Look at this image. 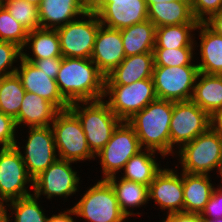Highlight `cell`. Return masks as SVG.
<instances>
[{
  "label": "cell",
  "instance_id": "e0dca14e",
  "mask_svg": "<svg viewBox=\"0 0 222 222\" xmlns=\"http://www.w3.org/2000/svg\"><path fill=\"white\" fill-rule=\"evenodd\" d=\"M17 66L15 73L25 91L37 94L51 102L59 111L69 109L70 104L60 93L56 80L50 78L49 74L22 57Z\"/></svg>",
  "mask_w": 222,
  "mask_h": 222
},
{
  "label": "cell",
  "instance_id": "30bf717a",
  "mask_svg": "<svg viewBox=\"0 0 222 222\" xmlns=\"http://www.w3.org/2000/svg\"><path fill=\"white\" fill-rule=\"evenodd\" d=\"M156 99L152 78L136 81L130 85L104 87L103 100L121 121H127Z\"/></svg>",
  "mask_w": 222,
  "mask_h": 222
},
{
  "label": "cell",
  "instance_id": "60d3db41",
  "mask_svg": "<svg viewBox=\"0 0 222 222\" xmlns=\"http://www.w3.org/2000/svg\"><path fill=\"white\" fill-rule=\"evenodd\" d=\"M159 222H204L203 217L200 214L178 212L165 215Z\"/></svg>",
  "mask_w": 222,
  "mask_h": 222
},
{
  "label": "cell",
  "instance_id": "f6af8a7d",
  "mask_svg": "<svg viewBox=\"0 0 222 222\" xmlns=\"http://www.w3.org/2000/svg\"><path fill=\"white\" fill-rule=\"evenodd\" d=\"M6 203H0V222H10V213H8Z\"/></svg>",
  "mask_w": 222,
  "mask_h": 222
},
{
  "label": "cell",
  "instance_id": "83f0119b",
  "mask_svg": "<svg viewBox=\"0 0 222 222\" xmlns=\"http://www.w3.org/2000/svg\"><path fill=\"white\" fill-rule=\"evenodd\" d=\"M21 51L23 59H44L62 56L57 31L41 27L28 32L26 43Z\"/></svg>",
  "mask_w": 222,
  "mask_h": 222
},
{
  "label": "cell",
  "instance_id": "7bdbcfd3",
  "mask_svg": "<svg viewBox=\"0 0 222 222\" xmlns=\"http://www.w3.org/2000/svg\"><path fill=\"white\" fill-rule=\"evenodd\" d=\"M204 23L216 34L222 36V9L212 14Z\"/></svg>",
  "mask_w": 222,
  "mask_h": 222
},
{
  "label": "cell",
  "instance_id": "5b68a950",
  "mask_svg": "<svg viewBox=\"0 0 222 222\" xmlns=\"http://www.w3.org/2000/svg\"><path fill=\"white\" fill-rule=\"evenodd\" d=\"M69 109L78 117L91 152L96 155L111 139L121 120L103 100L75 102Z\"/></svg>",
  "mask_w": 222,
  "mask_h": 222
},
{
  "label": "cell",
  "instance_id": "e575fe53",
  "mask_svg": "<svg viewBox=\"0 0 222 222\" xmlns=\"http://www.w3.org/2000/svg\"><path fill=\"white\" fill-rule=\"evenodd\" d=\"M28 32L0 3V41L14 43L22 49L26 43Z\"/></svg>",
  "mask_w": 222,
  "mask_h": 222
},
{
  "label": "cell",
  "instance_id": "b9f144b4",
  "mask_svg": "<svg viewBox=\"0 0 222 222\" xmlns=\"http://www.w3.org/2000/svg\"><path fill=\"white\" fill-rule=\"evenodd\" d=\"M58 209V213H53L51 216L48 217L47 222H78L79 219L76 217V214L73 208ZM76 217V218H75ZM78 219V220H77Z\"/></svg>",
  "mask_w": 222,
  "mask_h": 222
},
{
  "label": "cell",
  "instance_id": "cb8c5ba5",
  "mask_svg": "<svg viewBox=\"0 0 222 222\" xmlns=\"http://www.w3.org/2000/svg\"><path fill=\"white\" fill-rule=\"evenodd\" d=\"M212 176L183 172L184 212L202 213L217 186L212 182Z\"/></svg>",
  "mask_w": 222,
  "mask_h": 222
},
{
  "label": "cell",
  "instance_id": "6da1fadb",
  "mask_svg": "<svg viewBox=\"0 0 222 222\" xmlns=\"http://www.w3.org/2000/svg\"><path fill=\"white\" fill-rule=\"evenodd\" d=\"M56 82L69 104L104 97L105 76L91 59L63 57Z\"/></svg>",
  "mask_w": 222,
  "mask_h": 222
},
{
  "label": "cell",
  "instance_id": "1f68e13d",
  "mask_svg": "<svg viewBox=\"0 0 222 222\" xmlns=\"http://www.w3.org/2000/svg\"><path fill=\"white\" fill-rule=\"evenodd\" d=\"M26 91L16 73L0 78V111L15 119Z\"/></svg>",
  "mask_w": 222,
  "mask_h": 222
},
{
  "label": "cell",
  "instance_id": "ab89813d",
  "mask_svg": "<svg viewBox=\"0 0 222 222\" xmlns=\"http://www.w3.org/2000/svg\"><path fill=\"white\" fill-rule=\"evenodd\" d=\"M62 56L44 58V59H25L32 62L38 69L49 74V77L56 80L59 68L62 63Z\"/></svg>",
  "mask_w": 222,
  "mask_h": 222
},
{
  "label": "cell",
  "instance_id": "ffe728a7",
  "mask_svg": "<svg viewBox=\"0 0 222 222\" xmlns=\"http://www.w3.org/2000/svg\"><path fill=\"white\" fill-rule=\"evenodd\" d=\"M88 10L85 0H42L38 7L40 27L56 30Z\"/></svg>",
  "mask_w": 222,
  "mask_h": 222
},
{
  "label": "cell",
  "instance_id": "484cf974",
  "mask_svg": "<svg viewBox=\"0 0 222 222\" xmlns=\"http://www.w3.org/2000/svg\"><path fill=\"white\" fill-rule=\"evenodd\" d=\"M146 4L148 7V20L155 27L199 23L192 13L190 0Z\"/></svg>",
  "mask_w": 222,
  "mask_h": 222
},
{
  "label": "cell",
  "instance_id": "d6986e66",
  "mask_svg": "<svg viewBox=\"0 0 222 222\" xmlns=\"http://www.w3.org/2000/svg\"><path fill=\"white\" fill-rule=\"evenodd\" d=\"M194 44L195 50L198 51V54L195 52V57L199 55L195 58L199 72L222 75V36L212 31L204 22H199Z\"/></svg>",
  "mask_w": 222,
  "mask_h": 222
},
{
  "label": "cell",
  "instance_id": "7dc6e473",
  "mask_svg": "<svg viewBox=\"0 0 222 222\" xmlns=\"http://www.w3.org/2000/svg\"><path fill=\"white\" fill-rule=\"evenodd\" d=\"M170 1H179V0H146V3H165Z\"/></svg>",
  "mask_w": 222,
  "mask_h": 222
},
{
  "label": "cell",
  "instance_id": "277c9868",
  "mask_svg": "<svg viewBox=\"0 0 222 222\" xmlns=\"http://www.w3.org/2000/svg\"><path fill=\"white\" fill-rule=\"evenodd\" d=\"M96 181V182H95ZM70 207L85 222H129L121 211L114 189L106 179H96ZM82 218V219H81Z\"/></svg>",
  "mask_w": 222,
  "mask_h": 222
},
{
  "label": "cell",
  "instance_id": "d590c367",
  "mask_svg": "<svg viewBox=\"0 0 222 222\" xmlns=\"http://www.w3.org/2000/svg\"><path fill=\"white\" fill-rule=\"evenodd\" d=\"M21 57L20 47L11 42L0 41V78L14 74Z\"/></svg>",
  "mask_w": 222,
  "mask_h": 222
},
{
  "label": "cell",
  "instance_id": "7c38bea8",
  "mask_svg": "<svg viewBox=\"0 0 222 222\" xmlns=\"http://www.w3.org/2000/svg\"><path fill=\"white\" fill-rule=\"evenodd\" d=\"M100 26L98 15L88 10L76 20L57 28L62 57L91 59Z\"/></svg>",
  "mask_w": 222,
  "mask_h": 222
},
{
  "label": "cell",
  "instance_id": "9a60e30c",
  "mask_svg": "<svg viewBox=\"0 0 222 222\" xmlns=\"http://www.w3.org/2000/svg\"><path fill=\"white\" fill-rule=\"evenodd\" d=\"M90 10L102 25L118 30L148 20L146 0H94Z\"/></svg>",
  "mask_w": 222,
  "mask_h": 222
},
{
  "label": "cell",
  "instance_id": "52a82bcc",
  "mask_svg": "<svg viewBox=\"0 0 222 222\" xmlns=\"http://www.w3.org/2000/svg\"><path fill=\"white\" fill-rule=\"evenodd\" d=\"M58 158L84 163L94 161L78 117L70 110L59 111L51 124Z\"/></svg>",
  "mask_w": 222,
  "mask_h": 222
},
{
  "label": "cell",
  "instance_id": "3957f363",
  "mask_svg": "<svg viewBox=\"0 0 222 222\" xmlns=\"http://www.w3.org/2000/svg\"><path fill=\"white\" fill-rule=\"evenodd\" d=\"M176 167L189 174L217 173L222 165V138L210 127L176 151ZM181 165V166H179ZM181 167V168H180Z\"/></svg>",
  "mask_w": 222,
  "mask_h": 222
},
{
  "label": "cell",
  "instance_id": "2e32d148",
  "mask_svg": "<svg viewBox=\"0 0 222 222\" xmlns=\"http://www.w3.org/2000/svg\"><path fill=\"white\" fill-rule=\"evenodd\" d=\"M166 165L149 185V201L155 203L154 207L158 206L157 210L164 211V216L184 212L183 172L176 166Z\"/></svg>",
  "mask_w": 222,
  "mask_h": 222
},
{
  "label": "cell",
  "instance_id": "ac0fdd59",
  "mask_svg": "<svg viewBox=\"0 0 222 222\" xmlns=\"http://www.w3.org/2000/svg\"><path fill=\"white\" fill-rule=\"evenodd\" d=\"M125 57L120 30L101 24L91 54L98 70L106 77Z\"/></svg>",
  "mask_w": 222,
  "mask_h": 222
},
{
  "label": "cell",
  "instance_id": "7a4b0ae2",
  "mask_svg": "<svg viewBox=\"0 0 222 222\" xmlns=\"http://www.w3.org/2000/svg\"><path fill=\"white\" fill-rule=\"evenodd\" d=\"M173 101L156 99L127 122L133 127L143 149L170 156V121Z\"/></svg>",
  "mask_w": 222,
  "mask_h": 222
},
{
  "label": "cell",
  "instance_id": "681fc988",
  "mask_svg": "<svg viewBox=\"0 0 222 222\" xmlns=\"http://www.w3.org/2000/svg\"><path fill=\"white\" fill-rule=\"evenodd\" d=\"M204 222H222V218L204 220Z\"/></svg>",
  "mask_w": 222,
  "mask_h": 222
},
{
  "label": "cell",
  "instance_id": "bcb514c9",
  "mask_svg": "<svg viewBox=\"0 0 222 222\" xmlns=\"http://www.w3.org/2000/svg\"><path fill=\"white\" fill-rule=\"evenodd\" d=\"M220 178V182L221 183H218V187L220 188V189H222V165H221V167H220V169H219V171H218V174H217V176H216V179H218V178Z\"/></svg>",
  "mask_w": 222,
  "mask_h": 222
},
{
  "label": "cell",
  "instance_id": "d6a6232c",
  "mask_svg": "<svg viewBox=\"0 0 222 222\" xmlns=\"http://www.w3.org/2000/svg\"><path fill=\"white\" fill-rule=\"evenodd\" d=\"M10 15L28 31L40 28L38 7L25 0H0Z\"/></svg>",
  "mask_w": 222,
  "mask_h": 222
},
{
  "label": "cell",
  "instance_id": "603a6c76",
  "mask_svg": "<svg viewBox=\"0 0 222 222\" xmlns=\"http://www.w3.org/2000/svg\"><path fill=\"white\" fill-rule=\"evenodd\" d=\"M59 110L37 94L27 92L22 100L18 116L14 119L17 129L51 126Z\"/></svg>",
  "mask_w": 222,
  "mask_h": 222
},
{
  "label": "cell",
  "instance_id": "f1b7e54d",
  "mask_svg": "<svg viewBox=\"0 0 222 222\" xmlns=\"http://www.w3.org/2000/svg\"><path fill=\"white\" fill-rule=\"evenodd\" d=\"M125 56L153 52L156 27L146 20L120 30Z\"/></svg>",
  "mask_w": 222,
  "mask_h": 222
},
{
  "label": "cell",
  "instance_id": "f907efd6",
  "mask_svg": "<svg viewBox=\"0 0 222 222\" xmlns=\"http://www.w3.org/2000/svg\"><path fill=\"white\" fill-rule=\"evenodd\" d=\"M94 0H85V2L90 6Z\"/></svg>",
  "mask_w": 222,
  "mask_h": 222
},
{
  "label": "cell",
  "instance_id": "7402d4cb",
  "mask_svg": "<svg viewBox=\"0 0 222 222\" xmlns=\"http://www.w3.org/2000/svg\"><path fill=\"white\" fill-rule=\"evenodd\" d=\"M106 180L114 189L118 205L128 219L137 215L138 217L143 216V211L140 213L137 211V208H145L150 203L149 186L124 179L119 177V175H113ZM134 210L137 212H134Z\"/></svg>",
  "mask_w": 222,
  "mask_h": 222
},
{
  "label": "cell",
  "instance_id": "4316f807",
  "mask_svg": "<svg viewBox=\"0 0 222 222\" xmlns=\"http://www.w3.org/2000/svg\"><path fill=\"white\" fill-rule=\"evenodd\" d=\"M191 101L210 116L222 109V75L199 72Z\"/></svg>",
  "mask_w": 222,
  "mask_h": 222
},
{
  "label": "cell",
  "instance_id": "4dcf8cb0",
  "mask_svg": "<svg viewBox=\"0 0 222 222\" xmlns=\"http://www.w3.org/2000/svg\"><path fill=\"white\" fill-rule=\"evenodd\" d=\"M42 203L34 194L6 203L10 222H47L50 214L45 213Z\"/></svg>",
  "mask_w": 222,
  "mask_h": 222
},
{
  "label": "cell",
  "instance_id": "8fae6325",
  "mask_svg": "<svg viewBox=\"0 0 222 222\" xmlns=\"http://www.w3.org/2000/svg\"><path fill=\"white\" fill-rule=\"evenodd\" d=\"M210 127L211 116L196 103L191 100L173 102L170 121V156L174 159L177 150Z\"/></svg>",
  "mask_w": 222,
  "mask_h": 222
},
{
  "label": "cell",
  "instance_id": "9c48e42d",
  "mask_svg": "<svg viewBox=\"0 0 222 222\" xmlns=\"http://www.w3.org/2000/svg\"><path fill=\"white\" fill-rule=\"evenodd\" d=\"M72 163L77 165L76 162L58 158L33 180V194L41 200L44 197L51 203L53 198L54 200L57 198V201L59 198V200L63 199V202L65 200L69 202L67 198L80 192L82 184L79 171L75 170Z\"/></svg>",
  "mask_w": 222,
  "mask_h": 222
},
{
  "label": "cell",
  "instance_id": "5bb4252c",
  "mask_svg": "<svg viewBox=\"0 0 222 222\" xmlns=\"http://www.w3.org/2000/svg\"><path fill=\"white\" fill-rule=\"evenodd\" d=\"M31 194L33 179L27 172L20 152L15 147L1 149L0 203H8Z\"/></svg>",
  "mask_w": 222,
  "mask_h": 222
},
{
  "label": "cell",
  "instance_id": "ee69618b",
  "mask_svg": "<svg viewBox=\"0 0 222 222\" xmlns=\"http://www.w3.org/2000/svg\"><path fill=\"white\" fill-rule=\"evenodd\" d=\"M211 128L222 138V109L211 116Z\"/></svg>",
  "mask_w": 222,
  "mask_h": 222
},
{
  "label": "cell",
  "instance_id": "f35d334b",
  "mask_svg": "<svg viewBox=\"0 0 222 222\" xmlns=\"http://www.w3.org/2000/svg\"><path fill=\"white\" fill-rule=\"evenodd\" d=\"M200 215L203 220L222 218V189L218 186Z\"/></svg>",
  "mask_w": 222,
  "mask_h": 222
},
{
  "label": "cell",
  "instance_id": "44dd1931",
  "mask_svg": "<svg viewBox=\"0 0 222 222\" xmlns=\"http://www.w3.org/2000/svg\"><path fill=\"white\" fill-rule=\"evenodd\" d=\"M153 69V52L128 56L105 77V85H130L152 78Z\"/></svg>",
  "mask_w": 222,
  "mask_h": 222
},
{
  "label": "cell",
  "instance_id": "f546056e",
  "mask_svg": "<svg viewBox=\"0 0 222 222\" xmlns=\"http://www.w3.org/2000/svg\"><path fill=\"white\" fill-rule=\"evenodd\" d=\"M199 23L156 27L154 48H195L194 36Z\"/></svg>",
  "mask_w": 222,
  "mask_h": 222
},
{
  "label": "cell",
  "instance_id": "c3c4849f",
  "mask_svg": "<svg viewBox=\"0 0 222 222\" xmlns=\"http://www.w3.org/2000/svg\"><path fill=\"white\" fill-rule=\"evenodd\" d=\"M25 1L39 7L42 0H25Z\"/></svg>",
  "mask_w": 222,
  "mask_h": 222
},
{
  "label": "cell",
  "instance_id": "8d00e7d4",
  "mask_svg": "<svg viewBox=\"0 0 222 222\" xmlns=\"http://www.w3.org/2000/svg\"><path fill=\"white\" fill-rule=\"evenodd\" d=\"M18 129L15 120L0 111V150L14 147Z\"/></svg>",
  "mask_w": 222,
  "mask_h": 222
},
{
  "label": "cell",
  "instance_id": "ba28073f",
  "mask_svg": "<svg viewBox=\"0 0 222 222\" xmlns=\"http://www.w3.org/2000/svg\"><path fill=\"white\" fill-rule=\"evenodd\" d=\"M139 139L133 127L127 121H121L112 133L111 139L95 155L100 165L101 179L119 175L126 162L142 151Z\"/></svg>",
  "mask_w": 222,
  "mask_h": 222
},
{
  "label": "cell",
  "instance_id": "74e56055",
  "mask_svg": "<svg viewBox=\"0 0 222 222\" xmlns=\"http://www.w3.org/2000/svg\"><path fill=\"white\" fill-rule=\"evenodd\" d=\"M192 13L198 22L206 21L222 9V0H190Z\"/></svg>",
  "mask_w": 222,
  "mask_h": 222
},
{
  "label": "cell",
  "instance_id": "836d02e7",
  "mask_svg": "<svg viewBox=\"0 0 222 222\" xmlns=\"http://www.w3.org/2000/svg\"><path fill=\"white\" fill-rule=\"evenodd\" d=\"M195 52V48H154V66L197 65Z\"/></svg>",
  "mask_w": 222,
  "mask_h": 222
},
{
  "label": "cell",
  "instance_id": "d4e9b609",
  "mask_svg": "<svg viewBox=\"0 0 222 222\" xmlns=\"http://www.w3.org/2000/svg\"><path fill=\"white\" fill-rule=\"evenodd\" d=\"M158 154L161 160L162 158L167 160L165 156L159 152L151 149H143L126 162L122 170L123 172H120L121 175L119 174V176L149 186L155 179V176L165 166L164 164L162 166L161 161L158 160Z\"/></svg>",
  "mask_w": 222,
  "mask_h": 222
},
{
  "label": "cell",
  "instance_id": "8992f818",
  "mask_svg": "<svg viewBox=\"0 0 222 222\" xmlns=\"http://www.w3.org/2000/svg\"><path fill=\"white\" fill-rule=\"evenodd\" d=\"M17 131L15 148L20 152L29 176L34 180L58 159L54 134L51 126L27 127ZM26 135L19 142L23 133ZM25 143V144H24ZM21 144H23L21 146Z\"/></svg>",
  "mask_w": 222,
  "mask_h": 222
},
{
  "label": "cell",
  "instance_id": "4fadbf2b",
  "mask_svg": "<svg viewBox=\"0 0 222 222\" xmlns=\"http://www.w3.org/2000/svg\"><path fill=\"white\" fill-rule=\"evenodd\" d=\"M198 74L197 65L154 66L152 79L157 99L191 100Z\"/></svg>",
  "mask_w": 222,
  "mask_h": 222
}]
</instances>
